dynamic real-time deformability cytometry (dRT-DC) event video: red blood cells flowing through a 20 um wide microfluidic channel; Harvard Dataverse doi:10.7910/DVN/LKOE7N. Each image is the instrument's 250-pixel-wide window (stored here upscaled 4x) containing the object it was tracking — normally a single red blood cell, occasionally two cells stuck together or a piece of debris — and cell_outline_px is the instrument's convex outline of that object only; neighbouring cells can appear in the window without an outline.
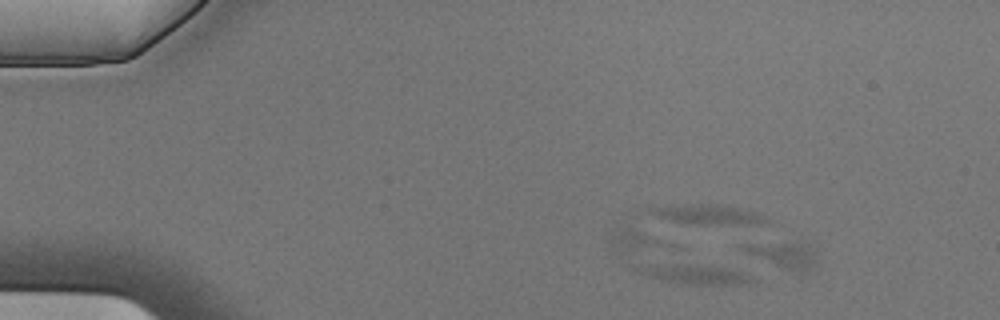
{"species": "Egyptian fruit bat (a non-hibernating species)", "species_latin": "Rousettus aegyptiacus", "temperature_condition": "cold", "stored_images_in_passage": 6, "camera_frame_rate_fps": 3000, "um_per_image_px": 0.085, "animal": {"sex": "male"}, "frame": {"image": 1, "passage_image": 1, "time_ms": 0.0, "image_size_px": [1000, 320], "cell_outline_px": [[816, 260], [812, 268], [800, 276], [788, 272], [744, 252], [736, 248], [736, 244], [744, 240], [800, 240], [812, 244], [816, 252]], "centroid_in_image_um": [66.5, 21.58], "position_along_channel_um": 18.5, "area_um2": 13.47}}
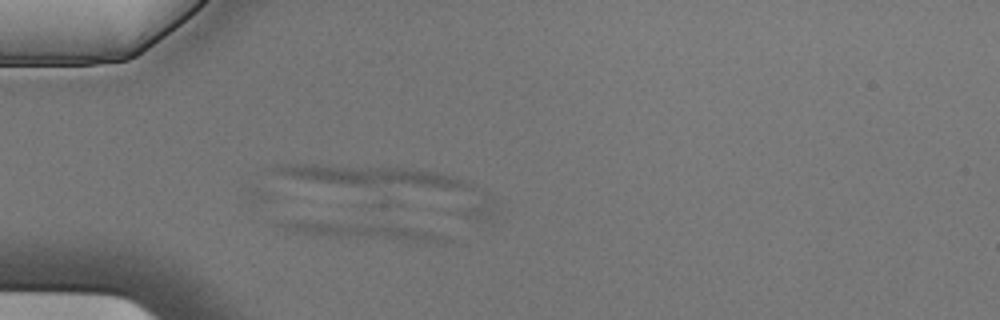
{"frame": {"image": 2, "passage_image": 3, "time_ms": 0.667, "image_size_px": [1000, 320], "cell_outline_px": [[452, 244], [416, 244], [312, 236], [280, 228], [276, 224], [288, 220], [296, 220], [388, 224], [412, 228], [432, 232], [444, 236], [452, 240]], "centroid_in_image_um": [31.0, 19.71], "position_along_channel_um": 54.0, "area_um2": 17.98}}